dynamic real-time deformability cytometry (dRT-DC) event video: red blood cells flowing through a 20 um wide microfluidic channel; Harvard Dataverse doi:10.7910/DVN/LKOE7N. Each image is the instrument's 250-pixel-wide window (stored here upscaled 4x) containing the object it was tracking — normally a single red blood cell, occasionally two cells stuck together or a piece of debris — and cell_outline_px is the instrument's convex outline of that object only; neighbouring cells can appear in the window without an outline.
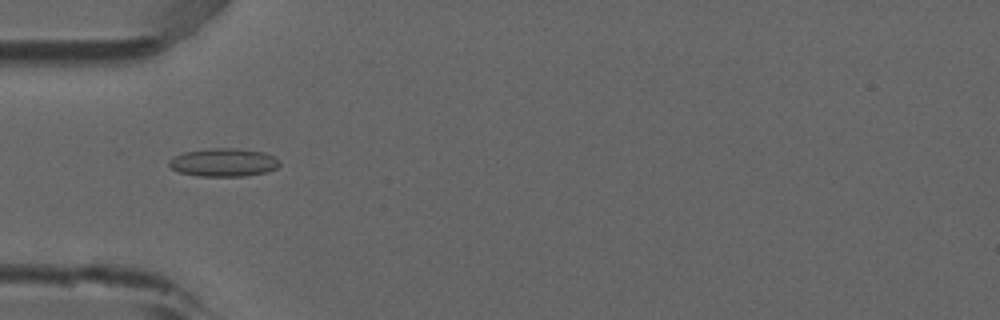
{"species": "common noctule bat (a hibernating species)", "species_latin": "Nyctalus noctula", "temperature_condition": "room temperature", "stored_images_in_passage": 3, "camera_frame_rate_fps": 3000, "um_per_image_px": 0.085, "animal": {"sex": "male", "forearm_length_mm": 52.5}, "frame": {"image": 1, "passage_image": 2, "time_ms": 0.333, "image_size_px": [1000, 320], "cell_outline_px": [[280, 164], [276, 168], [268, 172], [244, 176], [196, 176], [180, 172], [172, 168], [168, 164], [168, 160], [172, 156], [184, 152], [212, 148], [236, 148], [264, 152], [280, 160]], "centroid_in_image_um": [19.0, 13.8], "position_along_channel_um": 66.0, "area_um2": 18.26}}
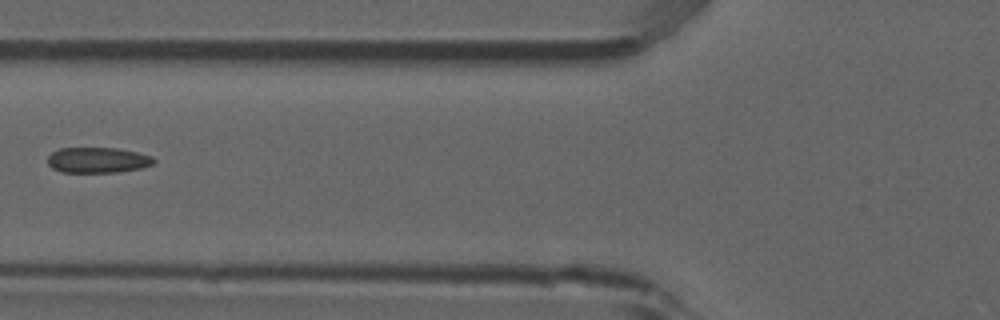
{"frame": {"image": 2, "passage_image": 3, "time_ms": 0.667, "image_size_px": [1000, 320], "cell_outline_px": [[156, 160], [152, 164], [140, 168], [116, 172], [60, 172], [52, 168], [48, 164], [48, 156], [52, 152], [60, 148], [120, 148], [152, 156]], "centroid_in_image_um": [8.29, 13.6], "position_along_channel_um": 117.5, "area_um2": 15.78}}